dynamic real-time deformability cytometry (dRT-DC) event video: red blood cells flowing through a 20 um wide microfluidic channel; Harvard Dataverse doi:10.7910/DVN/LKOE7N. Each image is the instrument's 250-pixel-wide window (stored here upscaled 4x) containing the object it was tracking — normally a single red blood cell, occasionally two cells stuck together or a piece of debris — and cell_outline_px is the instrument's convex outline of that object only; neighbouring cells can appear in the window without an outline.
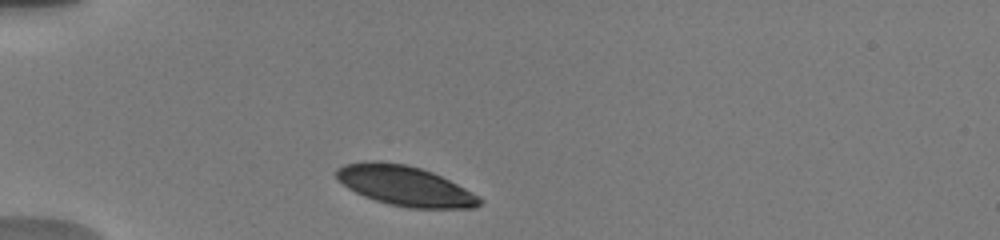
{"species": "human", "species_latin": "Homo sapiens", "temperature_condition": "warm", "stored_images_in_passage": 50, "camera_frame_rate_fps": 3000, "um_per_image_px": 0.085, "donor": {"sex": "male"}, "frame": {"image": 1, "passage_image": 3, "time_ms": 0.667, "image_size_px": [1000, 240], "cell_outline_px": [[484, 200], [480, 204], [472, 208], [408, 208], [388, 204], [364, 196], [348, 188], [336, 180], [336, 168], [344, 164], [376, 160], [404, 164], [420, 168], [432, 172], [472, 192]], "centroid_in_image_um": [34.38, 15.79], "position_along_channel_um": 50.6, "area_um2": 33.18}}
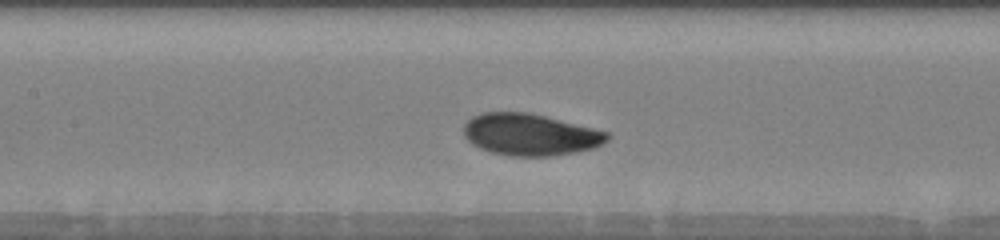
{"frame": {"image": 2, "passage_image": 21, "time_ms": 4.333, "image_size_px": [1000, 240], "cell_outline_px": [[612, 136], [608, 140], [592, 148], [576, 152], [552, 156], [508, 156], [492, 152], [480, 148], [472, 144], [464, 136], [464, 124], [472, 116], [484, 112], [528, 112], [608, 132]], "centroid_in_image_um": [45.04, 11.44], "position_along_channel_um": 162.4, "area_um2": 34.8}}
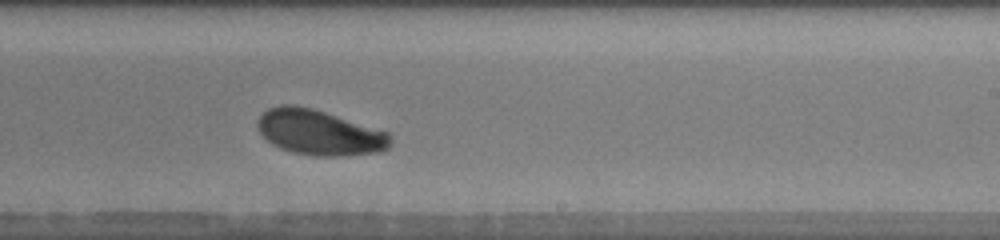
{"frame": {"image": 3, "passage_image": 34, "time_ms": 7.0, "image_size_px": [1000, 240], "cell_outline_px": [[388, 148], [376, 152], [340, 156], [312, 156], [292, 152], [280, 148], [272, 144], [260, 132], [256, 124], [260, 116], [268, 108], [284, 104], [292, 104], [312, 108], [388, 132]], "centroid_in_image_um": [27.08, 11.26], "position_along_channel_um": 261.9, "area_um2": 34.56}, "authors_computed_cell_mechanics": {"area_um2": 35.0846, "velocity_mm_per_s": 3.7434, "shape_relaxation_time_tau1_ms": 3.0196, "shape_relaxation_time_tau2_ms": null, "deformation_change_tau1": 0.1218, "deformation_change_tau2": null}}